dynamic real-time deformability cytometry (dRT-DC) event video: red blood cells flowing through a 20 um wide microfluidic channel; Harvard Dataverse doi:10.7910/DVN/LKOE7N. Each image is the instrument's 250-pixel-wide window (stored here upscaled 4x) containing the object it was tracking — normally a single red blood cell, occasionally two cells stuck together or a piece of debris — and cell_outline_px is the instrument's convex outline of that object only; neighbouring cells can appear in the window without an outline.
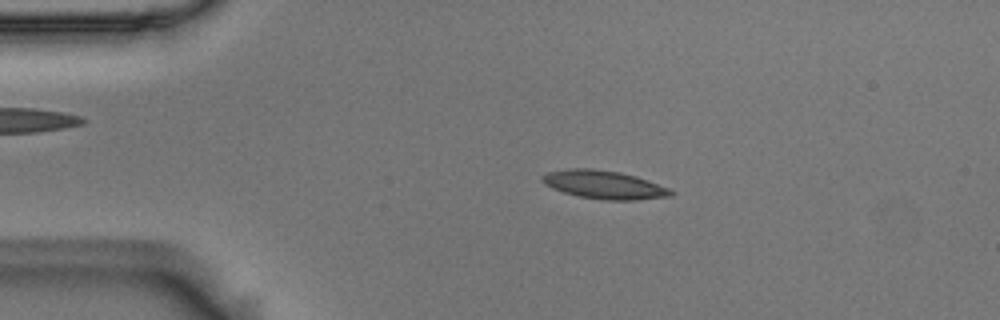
{"species": "Egyptian fruit bat (a non-hibernating species)", "species_latin": "Rousettus aegyptiacus", "temperature_condition": "room temperature", "stored_images_in_passage": 54, "camera_frame_rate_fps": 3000, "um_per_image_px": 0.085, "animal": {"sex": "male"}, "frame": {"image": 1, "passage_image": 10, "time_ms": 3.0, "image_size_px": [1000, 320], "cell_outline_px": [[676, 192], [672, 196], [636, 200], [604, 200], [580, 196], [564, 192], [552, 188], [544, 184], [540, 180], [540, 176], [548, 172], [568, 168], [592, 168], [620, 172], [636, 176], [672, 188]], "centroid_in_image_um": [51.38, 15.69], "position_along_channel_um": 33.6, "area_um2": 21.5}}
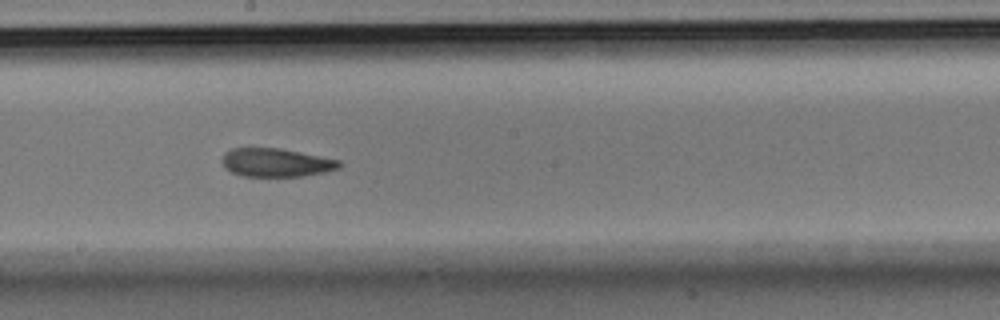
{"frame": {"image": 2, "passage_image": 29, "time_ms": 9.333, "image_size_px": [1000, 320], "cell_outline_px": [[344, 164], [340, 168], [324, 172], [304, 176], [244, 176], [232, 172], [224, 168], [224, 152], [232, 148], [280, 148], [340, 160]], "centroid_in_image_um": [23.51, 13.82], "position_along_channel_um": 224.7, "area_um2": 19.36}}
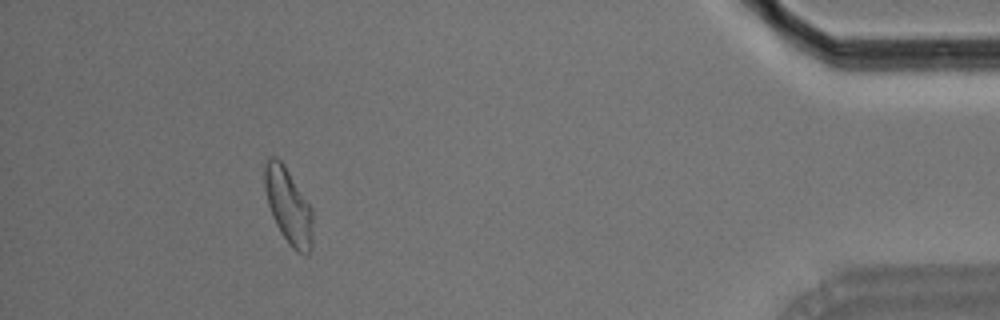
{"frame": {"image": 3, "passage_image": 49, "time_ms": 16.0, "image_size_px": [1000, 320], "cell_outline_px": [[312, 248], [308, 252], [296, 252], [288, 244], [276, 224], [272, 216], [268, 204], [264, 188], [264, 164], [268, 156], [276, 156], [284, 164], [312, 208]], "centroid_in_image_um": [24.49, 17.47], "position_along_channel_um": 410.7, "area_um2": 21.27}, "authors_computed_cell_mechanics": {"area_um2": 20.6924, "velocity_mm_per_s": 3.6522, "shape_relaxation_time_tau1_ms": 5.7949, "shape_relaxation_time_tau2_ms": 3.6845, "deformation_change_tau1": 0.1699, "deformation_change_tau2": 0.1192}}